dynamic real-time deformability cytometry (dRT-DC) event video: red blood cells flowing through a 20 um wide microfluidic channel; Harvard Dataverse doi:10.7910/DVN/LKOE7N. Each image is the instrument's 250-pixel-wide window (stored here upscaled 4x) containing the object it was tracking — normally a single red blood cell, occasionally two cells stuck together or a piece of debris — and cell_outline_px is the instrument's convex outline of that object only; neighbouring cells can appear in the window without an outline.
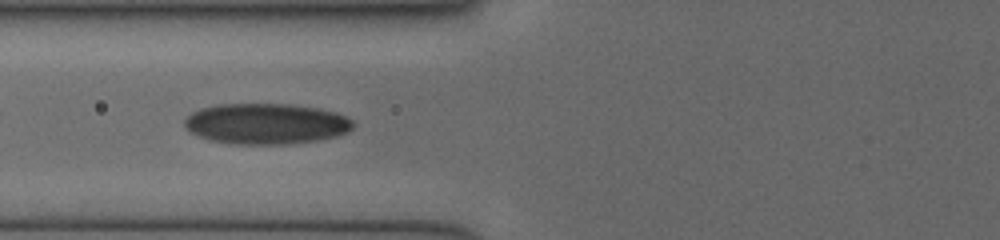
{"species": "human", "species_latin": "Homo sapiens", "temperature_condition": "cold", "stored_images_in_passage": 18, "camera_frame_rate_fps": 3000, "um_per_image_px": 0.085, "donor": {"sex": "female"}, "frame": {"image": 1, "passage_image": 18, "time_ms": 7.667, "image_size_px": [1000, 240], "cell_outline_px": [[352, 128], [348, 132], [336, 136], [316, 140], [288, 144], [236, 144], [208, 140], [196, 136], [188, 132], [184, 124], [184, 120], [192, 112], [200, 108], [216, 104], [288, 104], [320, 108], [336, 112], [352, 120]], "centroid_in_image_um": [22.57, 10.52], "position_along_channel_um": 103.2, "area_um2": 40.23}}